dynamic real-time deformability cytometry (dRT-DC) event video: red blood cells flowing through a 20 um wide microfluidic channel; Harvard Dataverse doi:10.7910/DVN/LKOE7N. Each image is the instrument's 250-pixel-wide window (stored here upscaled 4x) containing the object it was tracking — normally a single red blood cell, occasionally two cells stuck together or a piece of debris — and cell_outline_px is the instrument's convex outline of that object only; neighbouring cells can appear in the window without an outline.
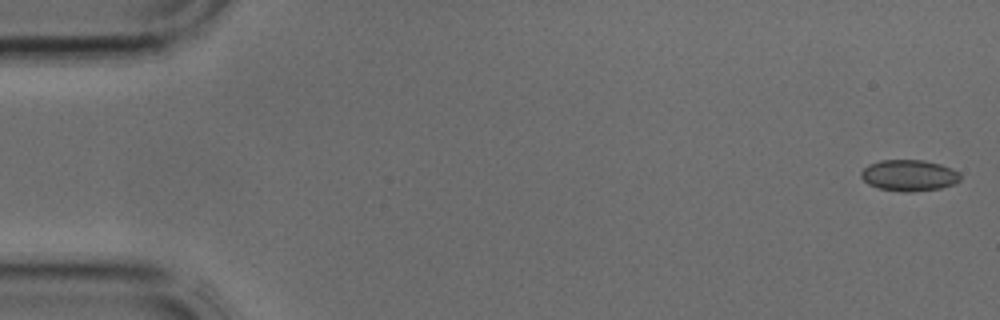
{"species": "common noctule bat (a hibernating species)", "species_latin": "Nyctalus noctula", "temperature_condition": "cold", "stored_images_in_passage": 4, "camera_frame_rate_fps": 3000, "um_per_image_px": 0.085, "animal": {"sex": "male", "body_mass_g": 17.9, "forearm_length_mm": 54.2}, "frame": {"image": 1, "passage_image": 1, "time_ms": 0.0, "image_size_px": [1000, 320], "cell_outline_px": [[960, 180], [952, 184], [940, 188], [908, 192], [904, 192], [880, 188], [868, 184], [860, 176], [860, 172], [868, 164], [880, 160], [924, 160], [940, 164], [952, 168], [960, 172]], "centroid_in_image_um": [77.26, 14.89], "position_along_channel_um": 7.7, "area_um2": 18.03}}
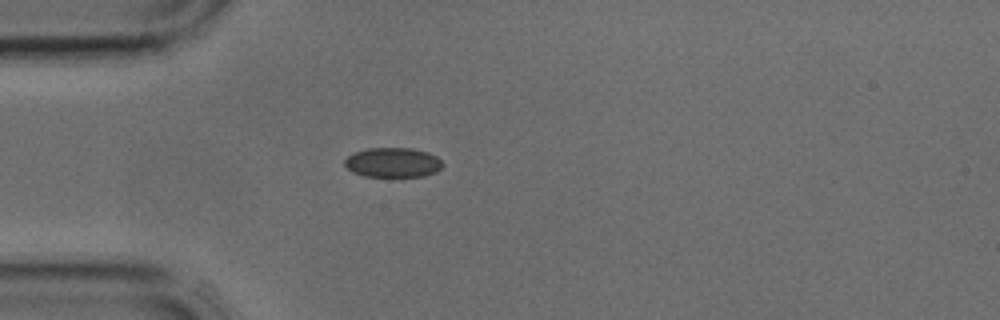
{"frame": {"image": 2, "passage_image": 4, "time_ms": 1.0, "image_size_px": [1000, 320], "cell_outline_px": [[444, 164], [436, 172], [424, 176], [364, 176], [352, 172], [344, 164], [344, 160], [352, 152], [368, 148], [412, 148], [428, 152], [436, 156]], "centroid_in_image_um": [33.38, 13.8], "position_along_channel_um": 51.6, "area_um2": 16.99}}